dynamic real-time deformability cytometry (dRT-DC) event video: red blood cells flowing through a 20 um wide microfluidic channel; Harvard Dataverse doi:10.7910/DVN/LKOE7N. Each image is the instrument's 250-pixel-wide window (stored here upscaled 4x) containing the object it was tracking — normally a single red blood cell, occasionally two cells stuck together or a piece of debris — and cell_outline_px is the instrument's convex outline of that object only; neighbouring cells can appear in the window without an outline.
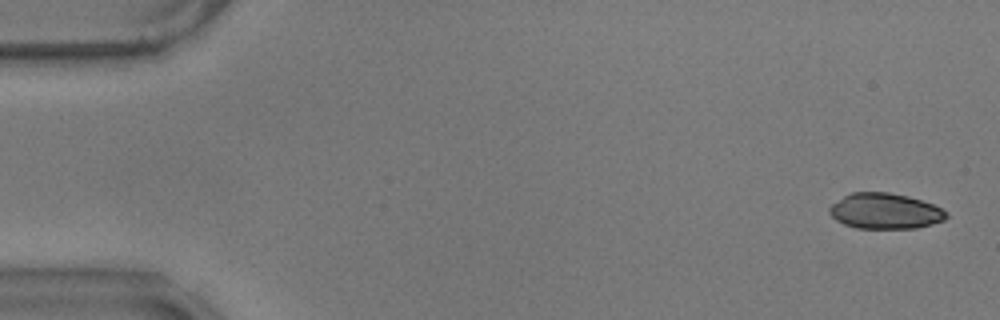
{"species": "common noctule bat (a hibernating species)", "species_latin": "Nyctalus noctula", "temperature_condition": "warm", "stored_images_in_passage": 26, "camera_frame_rate_fps": 3000, "um_per_image_px": 0.085, "animal": {"sex": "male", "body_mass_g": 17.9}, "frame": {"image": 1, "passage_image": 2, "time_ms": 0.333, "image_size_px": [1000, 320], "cell_outline_px": [[948, 216], [944, 220], [932, 224], [916, 228], [856, 228], [844, 224], [836, 220], [828, 212], [828, 208], [832, 204], [844, 196], [852, 192], [888, 192], [908, 196], [932, 204], [948, 212]], "centroid_in_image_um": [75.22, 17.94], "position_along_channel_um": 9.8, "area_um2": 24.22}}
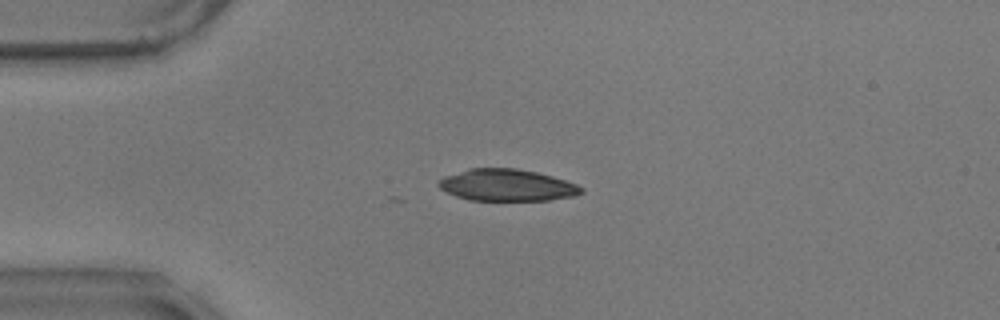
{"frame": {"image": 2, "passage_image": 14, "time_ms": 4.333, "image_size_px": [1000, 320], "cell_outline_px": [[584, 192], [576, 196], [548, 200], [468, 200], [456, 196], [440, 188], [436, 184], [444, 176], [468, 168], [516, 168], [536, 172], [552, 176], [576, 184], [584, 188]], "centroid_in_image_um": [43.09, 15.73], "position_along_channel_um": 41.9, "area_um2": 26.47}}